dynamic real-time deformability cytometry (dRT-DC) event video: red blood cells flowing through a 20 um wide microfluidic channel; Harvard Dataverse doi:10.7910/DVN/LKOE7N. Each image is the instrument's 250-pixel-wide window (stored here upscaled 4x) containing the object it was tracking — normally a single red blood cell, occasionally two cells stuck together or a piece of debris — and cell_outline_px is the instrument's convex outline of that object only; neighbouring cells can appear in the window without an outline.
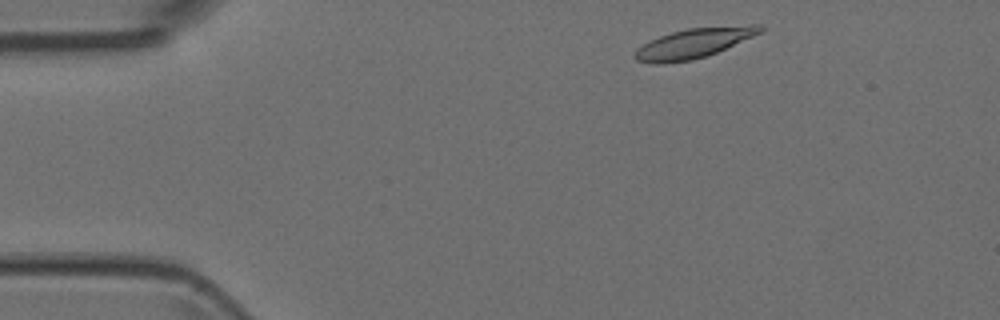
{"species": "Egyptian fruit bat (a non-hibernating species)", "species_latin": "Rousettus aegyptiacus", "temperature_condition": "room temperature", "stored_images_in_passage": 3, "camera_frame_rate_fps": 3000, "um_per_image_px": 0.085, "animal": {"sex": "female"}, "frame": {"image": 1, "passage_image": 1, "time_ms": 0.0, "image_size_px": [1000, 320], "cell_outline_px": [[764, 32], [716, 52], [692, 60], [656, 64], [636, 60], [632, 56], [648, 40], [672, 32], [688, 28], [752, 24], [760, 24], [764, 28]], "centroid_in_image_um": [59.02, 3.65], "position_along_channel_um": 26.0, "area_um2": 21.62}}